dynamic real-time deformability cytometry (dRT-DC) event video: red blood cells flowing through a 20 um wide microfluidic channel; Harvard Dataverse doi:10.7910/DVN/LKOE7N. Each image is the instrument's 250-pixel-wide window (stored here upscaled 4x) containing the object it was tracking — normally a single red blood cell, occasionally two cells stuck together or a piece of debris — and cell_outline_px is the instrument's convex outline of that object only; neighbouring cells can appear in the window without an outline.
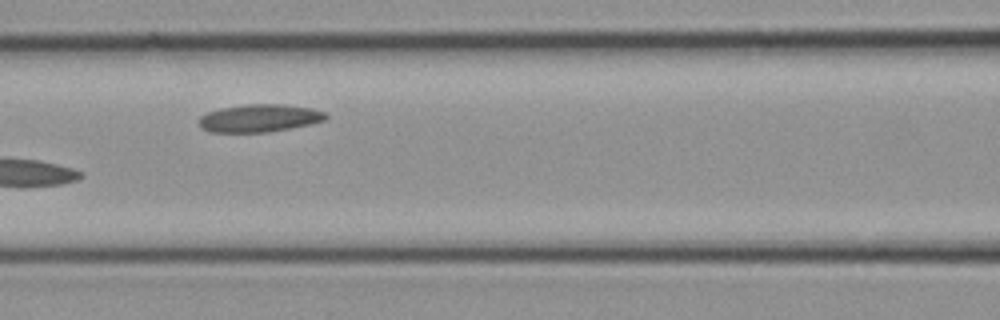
{"species": "common noctule bat (a hibernating species)", "species_latin": "Nyctalus noctula", "temperature_condition": "cold", "stored_images_in_passage": 29, "camera_frame_rate_fps": 3000, "um_per_image_px": 0.085, "animal": {"sex": "female", "body_mass_g": 21.9}, "frame": {"image": 1, "passage_image": 13, "time_ms": 4.0, "image_size_px": [1000, 320], "cell_outline_px": [[328, 116], [324, 120], [308, 124], [268, 132], [208, 132], [200, 128], [200, 116], [208, 112], [220, 108], [244, 104], [284, 104], [312, 108], [324, 112]], "centroid_in_image_um": [22.01, 10.03], "position_along_channel_um": 144.6, "area_um2": 20.4}}